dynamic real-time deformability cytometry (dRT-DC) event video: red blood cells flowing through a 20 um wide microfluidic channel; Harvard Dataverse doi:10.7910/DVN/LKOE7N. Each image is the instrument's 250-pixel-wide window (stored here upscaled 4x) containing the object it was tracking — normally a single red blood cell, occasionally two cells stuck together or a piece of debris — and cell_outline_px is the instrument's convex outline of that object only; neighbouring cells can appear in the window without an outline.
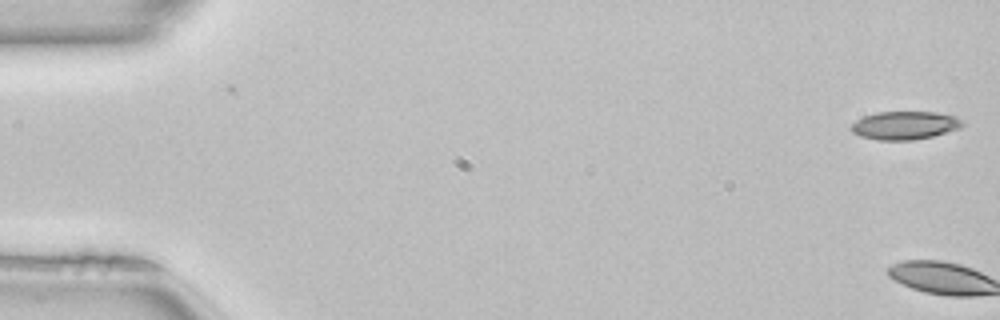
{"species": "common noctule bat (a hibernating species)", "species_latin": "Nyctalus noctula", "temperature_condition": "room temperature", "stored_images_in_passage": 3, "camera_frame_rate_fps": 3000, "um_per_image_px": 0.085, "animal": {"sex": "female", "body_mass_g": 22.7, "forearm_length_mm": 54.2}, "frame": {"image": 1, "passage_image": 1, "time_ms": 0.0, "image_size_px": [1000, 320], "cell_outline_px": [[964, 124], [960, 128], [932, 136], [912, 140], [876, 140], [860, 136], [852, 132], [848, 128], [856, 120], [864, 116], [876, 112], [936, 112], [956, 116], [964, 120]], "centroid_in_image_um": [76.9, 10.65], "position_along_channel_um": 8.1, "area_um2": 18.44}}